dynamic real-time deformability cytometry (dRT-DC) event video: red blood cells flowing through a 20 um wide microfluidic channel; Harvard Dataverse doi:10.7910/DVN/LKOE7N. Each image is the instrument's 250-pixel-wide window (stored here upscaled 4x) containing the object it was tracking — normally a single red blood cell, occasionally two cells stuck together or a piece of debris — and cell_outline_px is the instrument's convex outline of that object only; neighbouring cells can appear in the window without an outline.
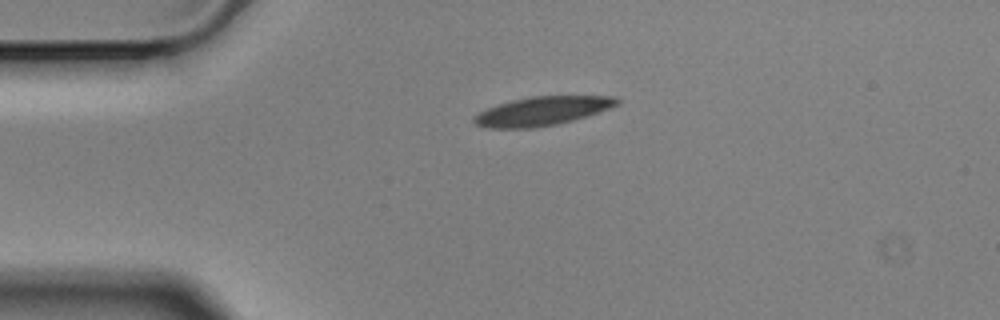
{"species": "Egyptian fruit bat (a non-hibernating species)", "species_latin": "Rousettus aegyptiacus", "temperature_condition": "cold", "stored_images_in_passage": 2, "camera_frame_rate_fps": 3000, "um_per_image_px": 0.085, "animal": {"sex": "male"}, "frame": {"image": 1, "passage_image": 1, "time_ms": 0.0, "image_size_px": [1000, 320], "cell_outline_px": [[620, 104], [572, 120], [556, 124], [532, 128], [488, 128], [476, 124], [472, 120], [472, 116], [496, 104], [512, 100], [532, 96], [616, 96], [620, 100]], "centroid_in_image_um": [46.05, 9.43], "position_along_channel_um": 39.0, "area_um2": 23.81}}